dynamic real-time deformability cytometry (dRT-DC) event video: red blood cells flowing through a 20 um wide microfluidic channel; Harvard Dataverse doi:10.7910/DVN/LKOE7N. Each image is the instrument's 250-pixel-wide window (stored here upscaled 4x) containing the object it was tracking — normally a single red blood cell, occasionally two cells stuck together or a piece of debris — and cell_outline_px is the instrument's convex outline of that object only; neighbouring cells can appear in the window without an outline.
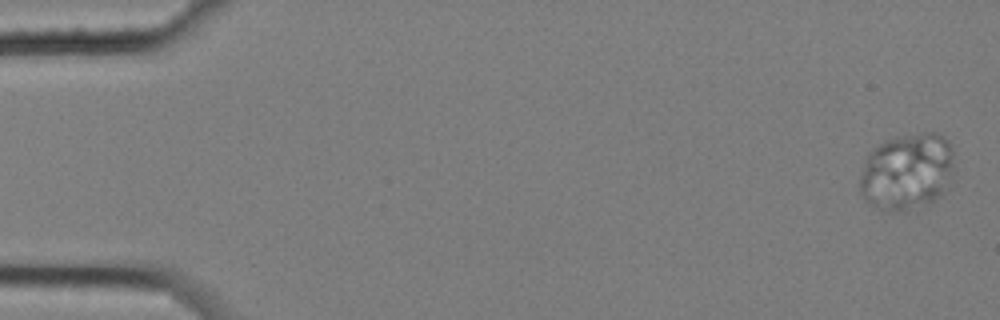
{"species": "common noctule bat (a hibernating species)", "species_latin": "Nyctalus noctula", "temperature_condition": "cold", "stored_images_in_passage": 8, "camera_frame_rate_fps": 3000, "um_per_image_px": 0.085, "animal": {"sex": "female", "body_mass_g": 25.1}, "frame": {"image": 1, "passage_image": 1, "time_ms": 0.0, "image_size_px": [1000, 320], "cell_outline_px": [[952, 168], [944, 192], [940, 196], [928, 204], [908, 212], [892, 212], [880, 208], [872, 204], [860, 192], [860, 176], [868, 152], [872, 148], [892, 136], [924, 132], [932, 132], [944, 136], [948, 140], [952, 152]], "centroid_in_image_um": [77.08, 14.58], "position_along_channel_um": 7.9, "area_um2": 42.43}}
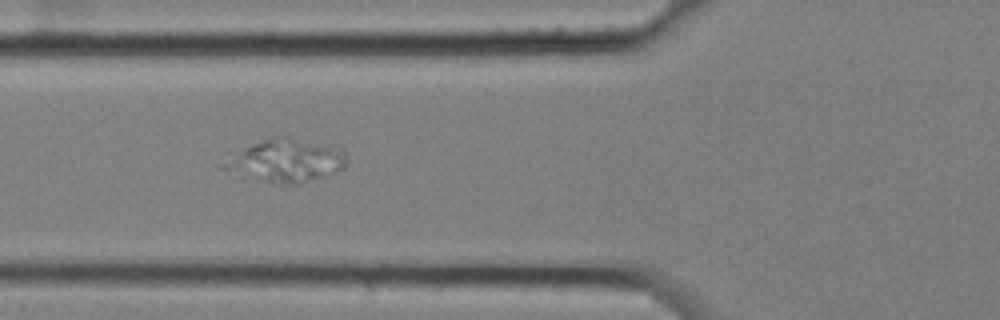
{"frame": {"image": 2, "passage_image": 7, "time_ms": 2.0, "image_size_px": [1000, 320], "cell_outline_px": [[348, 160], [344, 168], [336, 172], [296, 184], [284, 184], [268, 180], [236, 156], [236, 152], [244, 148], [272, 136], [288, 136], [328, 144], [344, 148], [348, 156]], "centroid_in_image_um": [24.91, 13.53], "position_along_channel_um": 100.9, "area_um2": 26.99}}
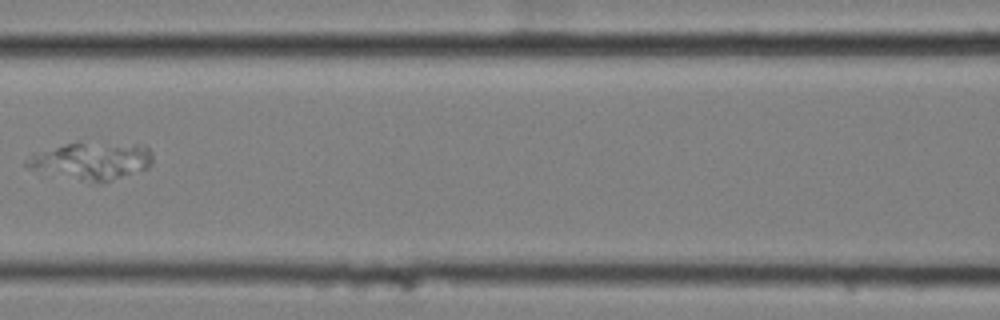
{"frame": {"image": 3, "passage_image": 8, "time_ms": 2.333, "image_size_px": [1000, 320], "cell_outline_px": [[152, 164], [148, 168], [108, 180], [92, 180], [28, 168], [24, 164], [24, 160], [64, 144], [144, 144], [152, 152]], "centroid_in_image_um": [7.91, 13.64], "position_along_channel_um": 158.7, "area_um2": 25.43}}